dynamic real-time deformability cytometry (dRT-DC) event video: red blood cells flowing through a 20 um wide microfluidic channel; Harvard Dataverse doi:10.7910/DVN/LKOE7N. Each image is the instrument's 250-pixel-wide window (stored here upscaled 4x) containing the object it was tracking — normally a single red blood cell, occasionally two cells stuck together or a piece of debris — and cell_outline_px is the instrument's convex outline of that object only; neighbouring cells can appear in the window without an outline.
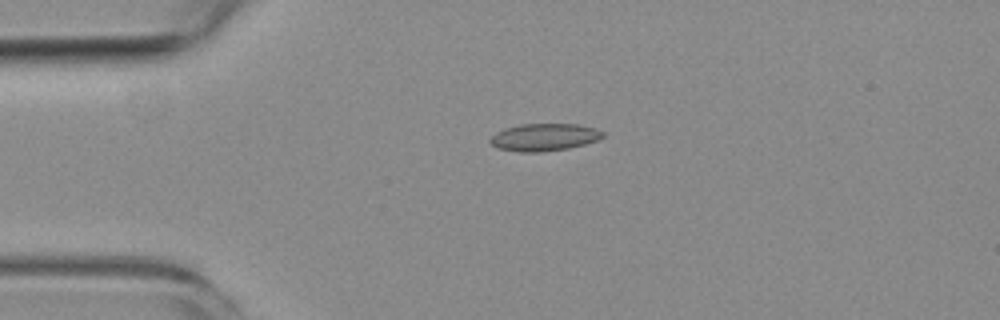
{"species": "common noctule bat (a hibernating species)", "species_latin": "Nyctalus noctula", "temperature_condition": "room temperature", "stored_images_in_passage": 5, "camera_frame_rate_fps": 3000, "um_per_image_px": 0.085, "animal": {"sex": "female", "body_mass_g": 19.3, "forearm_length_mm": 54.1}, "frame": {"image": 1, "passage_image": 4, "time_ms": 3.667, "image_size_px": [1000, 320], "cell_outline_px": [[604, 136], [596, 140], [584, 144], [568, 148], [540, 152], [516, 152], [496, 148], [488, 140], [496, 132], [504, 128], [520, 124], [576, 124], [596, 128], [604, 132]], "centroid_in_image_um": [46.22, 11.66], "position_along_channel_um": 38.8, "area_um2": 18.03}}
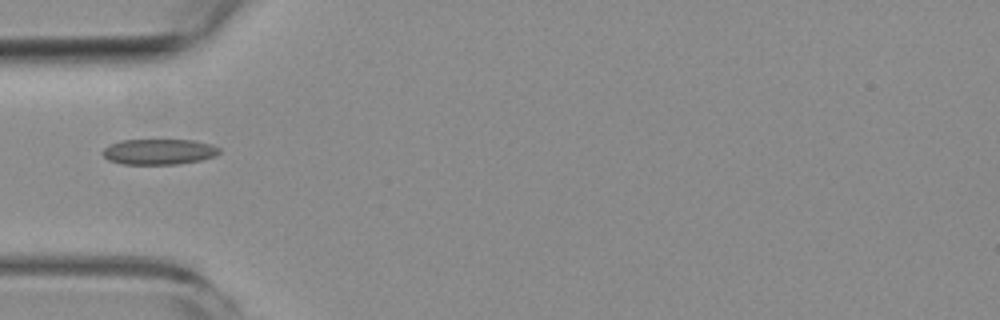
{"frame": {"image": 2, "passage_image": 5, "time_ms": 5.333, "image_size_px": [1000, 320], "cell_outline_px": [[220, 152], [216, 156], [200, 160], [180, 164], [120, 164], [108, 160], [100, 152], [104, 148], [120, 140], [192, 140], [212, 144], [220, 148]], "centroid_in_image_um": [13.51, 12.9], "position_along_channel_um": 71.5, "area_um2": 17.51}}